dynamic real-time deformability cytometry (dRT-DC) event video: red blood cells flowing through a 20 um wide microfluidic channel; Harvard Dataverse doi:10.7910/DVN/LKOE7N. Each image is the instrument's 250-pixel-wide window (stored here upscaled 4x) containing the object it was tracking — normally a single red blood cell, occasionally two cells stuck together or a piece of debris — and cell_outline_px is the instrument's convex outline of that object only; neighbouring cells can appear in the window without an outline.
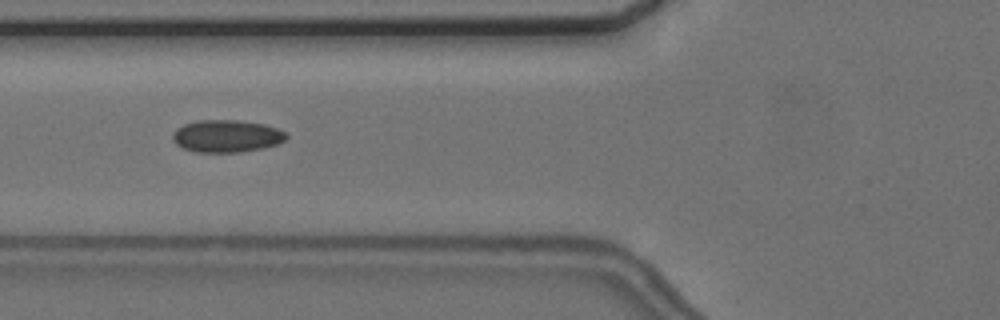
{"species": "common noctule bat (a hibernating species)", "species_latin": "Nyctalus noctula", "temperature_condition": "cold", "stored_images_in_passage": 7, "camera_frame_rate_fps": 3000, "um_per_image_px": 0.085, "animal": {"sex": "female", "body_mass_g": 24.6, "forearm_length_mm": 56.2}, "frame": {"image": 1, "passage_image": 5, "time_ms": 7.0, "image_size_px": [1000, 320], "cell_outline_px": [[288, 136], [284, 140], [276, 144], [264, 148], [240, 152], [196, 152], [184, 148], [176, 144], [172, 140], [172, 136], [176, 128], [184, 124], [196, 120], [236, 120], [264, 124], [288, 132]], "centroid_in_image_um": [19.26, 11.56], "position_along_channel_um": 106.5, "area_um2": 21.5}}
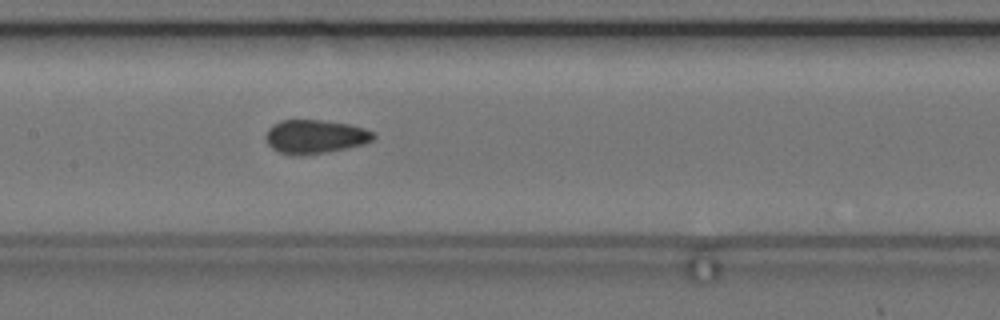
{"frame": {"image": 2, "passage_image": 7, "time_ms": 9.0, "image_size_px": [1000, 320], "cell_outline_px": [[376, 136], [372, 140], [364, 144], [328, 152], [280, 152], [272, 148], [268, 144], [264, 136], [268, 128], [272, 124], [284, 120], [320, 120], [348, 124], [364, 128], [376, 132]], "centroid_in_image_um": [26.82, 11.57], "position_along_channel_um": 180.6, "area_um2": 20.58}}